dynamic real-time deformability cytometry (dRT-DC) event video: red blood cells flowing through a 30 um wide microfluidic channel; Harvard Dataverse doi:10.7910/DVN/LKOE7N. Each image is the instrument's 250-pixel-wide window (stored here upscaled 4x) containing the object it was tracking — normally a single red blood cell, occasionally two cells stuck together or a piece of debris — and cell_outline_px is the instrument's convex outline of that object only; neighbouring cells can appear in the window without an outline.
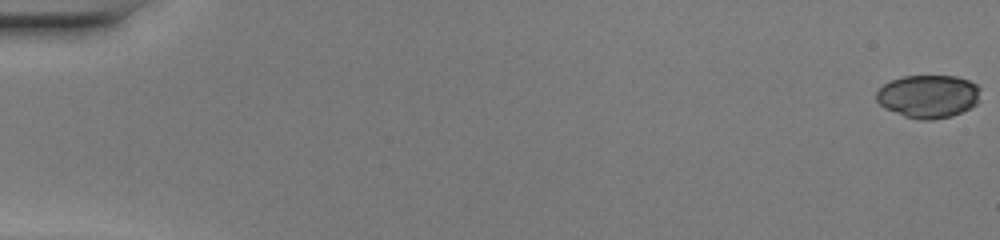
{"species": "common noctule bat (a hibernating species)", "species_latin": "Nyctalus noctula", "temperature_condition": "warm", "stored_images_in_passage": 50, "camera_frame_rate_fps": 3000, "um_per_image_px": 0.085, "animal": {"sex": "female", "body_mass_g": 20.0, "forearm_length_mm": 54.0}, "frame": {"image": 1, "passage_image": 1, "time_ms": 0.0, "image_size_px": [1000, 240], "cell_outline_px": [[980, 88], [976, 104], [952, 116], [932, 120], [920, 120], [904, 116], [884, 108], [876, 100], [876, 92], [884, 84], [892, 80], [904, 76], [956, 76], [968, 80], [976, 84]], "centroid_in_image_um": [78.88, 8.19], "position_along_channel_um": 6.1, "area_um2": 26.01}}